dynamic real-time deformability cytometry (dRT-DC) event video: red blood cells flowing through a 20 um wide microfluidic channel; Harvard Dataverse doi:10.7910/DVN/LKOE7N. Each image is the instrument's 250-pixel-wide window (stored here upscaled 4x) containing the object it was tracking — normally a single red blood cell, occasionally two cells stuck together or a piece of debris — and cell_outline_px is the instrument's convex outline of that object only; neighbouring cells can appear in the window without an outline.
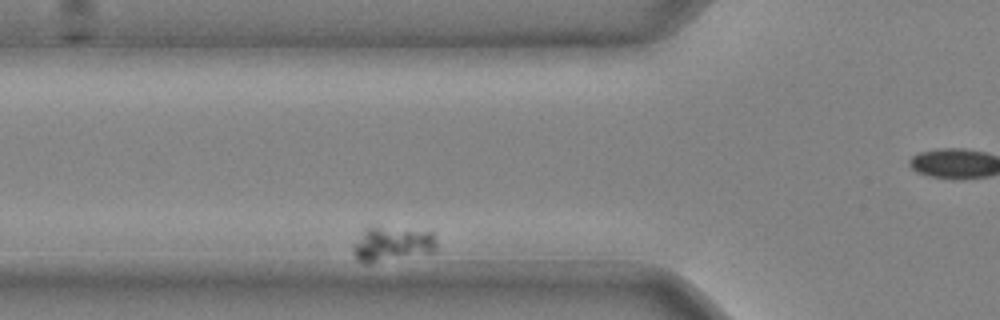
{"species": "common noctule bat (a hibernating species)", "species_latin": "Nyctalus noctula", "temperature_condition": "cold", "stored_images_in_passage": 4, "camera_frame_rate_fps": 3000, "um_per_image_px": 0.085, "animal": {"sex": "male", "body_mass_g": 20.4}, "frame": {"image": 1, "passage_image": 3, "time_ms": 0.667, "image_size_px": [1000, 320], "cell_outline_px": [[436, 252], [364, 264], [352, 252], [356, 244], [368, 224], [372, 224], [432, 232], [436, 244]], "centroid_in_image_um": [33.36, 20.71], "position_along_channel_um": 92.4, "area_um2": 16.94}}